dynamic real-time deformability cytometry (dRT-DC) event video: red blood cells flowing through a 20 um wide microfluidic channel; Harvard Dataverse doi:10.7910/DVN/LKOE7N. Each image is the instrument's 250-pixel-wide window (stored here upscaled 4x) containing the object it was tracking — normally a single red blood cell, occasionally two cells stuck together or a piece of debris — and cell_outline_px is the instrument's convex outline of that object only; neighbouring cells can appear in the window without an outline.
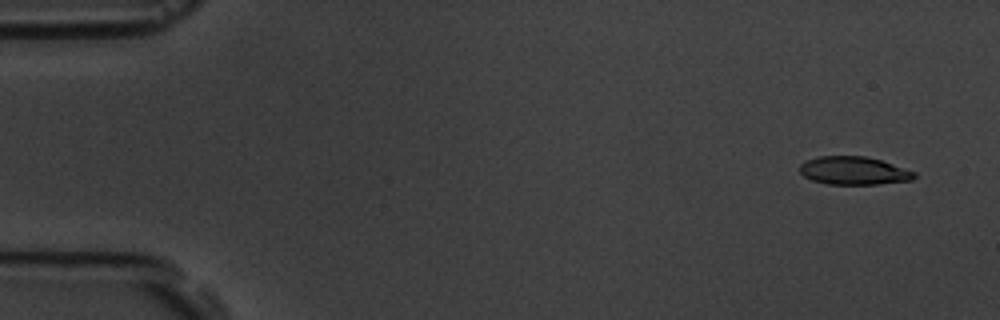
{"species": "common noctule bat (a hibernating species)", "species_latin": "Nyctalus noctula", "temperature_condition": "room temperature", "stored_images_in_passage": 6, "camera_frame_rate_fps": 3000, "um_per_image_px": 0.085, "animal": {"sex": "male", "body_mass_g": 19.5, "forearm_length_mm": 54.6}, "frame": {"image": 1, "passage_image": 1, "time_ms": 0.0, "image_size_px": [1000, 320], "cell_outline_px": [[916, 176], [912, 180], [876, 184], [828, 184], [812, 180], [804, 176], [800, 172], [800, 164], [804, 160], [816, 156], [864, 156], [880, 160], [916, 172]], "centroid_in_image_um": [72.53, 14.5], "position_along_channel_um": 12.5, "area_um2": 18.73}}
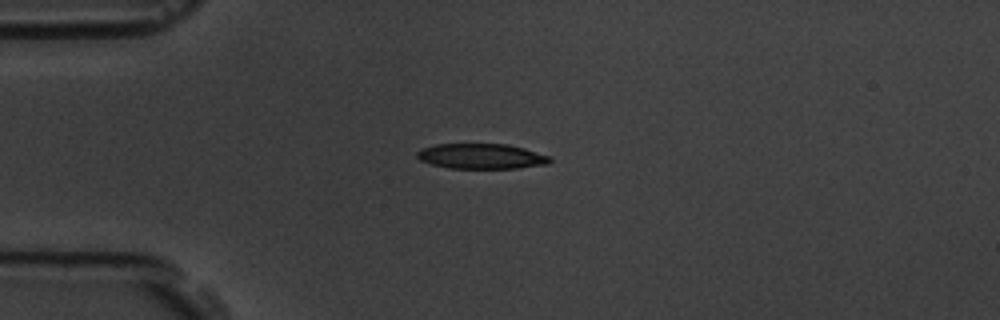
{"frame": {"image": 2, "passage_image": 4, "time_ms": 3.667, "image_size_px": [1000, 320], "cell_outline_px": [[552, 160], [548, 164], [520, 168], [448, 168], [432, 164], [420, 160], [416, 156], [416, 152], [420, 148], [436, 144], [508, 144], [524, 148], [552, 156]], "centroid_in_image_um": [40.94, 13.28], "position_along_channel_um": 44.1, "area_um2": 19.71}}
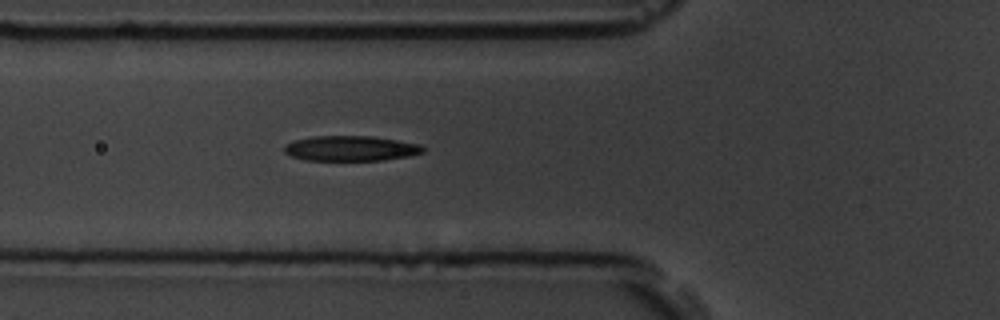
{"frame": {"image": 3, "passage_image": 6, "time_ms": 5.667, "image_size_px": [1000, 320], "cell_outline_px": [[428, 148], [424, 152], [408, 156], [384, 160], [304, 160], [292, 156], [284, 152], [284, 144], [292, 140], [312, 136], [372, 136], [420, 144]], "centroid_in_image_um": [29.81, 12.61], "position_along_channel_um": 96.0, "area_um2": 20.52}}